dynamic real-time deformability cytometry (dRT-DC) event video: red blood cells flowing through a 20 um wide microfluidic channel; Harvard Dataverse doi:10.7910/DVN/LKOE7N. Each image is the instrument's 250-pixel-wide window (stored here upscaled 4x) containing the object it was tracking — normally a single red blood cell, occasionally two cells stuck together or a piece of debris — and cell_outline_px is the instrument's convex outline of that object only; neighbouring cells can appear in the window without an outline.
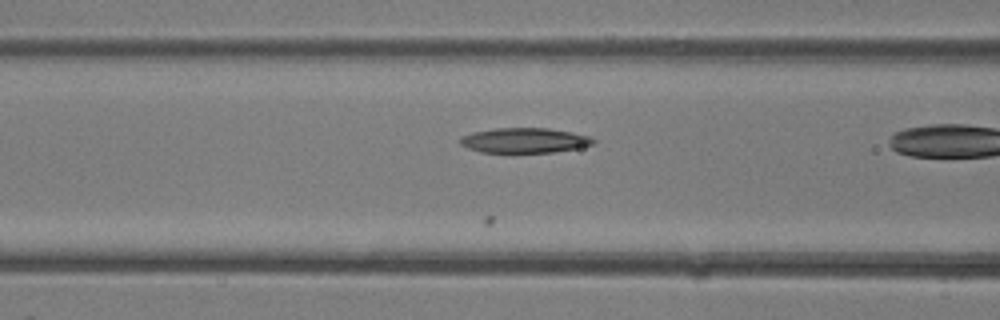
{"species": "common noctule bat (a hibernating species)", "species_latin": "Nyctalus noctula", "temperature_condition": "room temperature", "stored_images_in_passage": 18, "camera_frame_rate_fps": 3000, "um_per_image_px": 0.085, "animal": {"sex": "female"}, "frame": {"image": 1, "passage_image": 7, "time_ms": 2.0, "image_size_px": [1000, 320], "cell_outline_px": [[596, 144], [576, 148], [552, 152], [480, 152], [468, 148], [460, 144], [460, 136], [472, 132], [496, 128], [548, 128], [572, 132], [588, 136], [596, 140]], "centroid_in_image_um": [44.57, 11.93], "position_along_channel_um": 122.0, "area_um2": 19.36}}
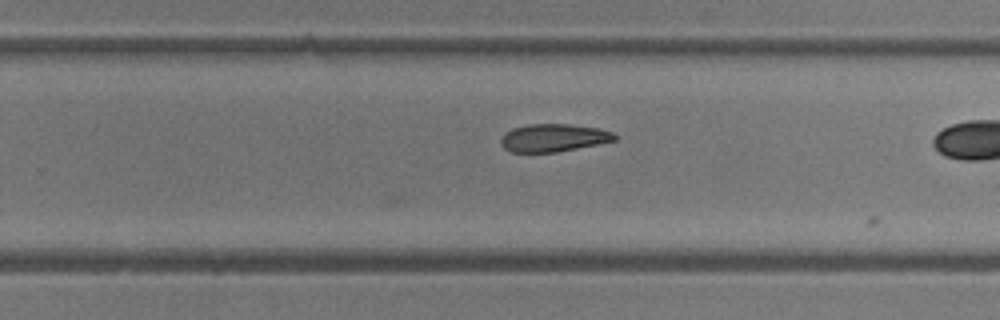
{"frame": {"image": 2, "passage_image": 15, "time_ms": 4.667, "image_size_px": [1000, 320], "cell_outline_px": [[616, 140], [556, 152], [508, 152], [500, 144], [500, 140], [504, 132], [512, 128], [528, 124], [568, 124], [600, 128], [612, 132], [616, 136]], "centroid_in_image_um": [46.99, 11.71], "position_along_channel_um": 282.8, "area_um2": 18.44}}
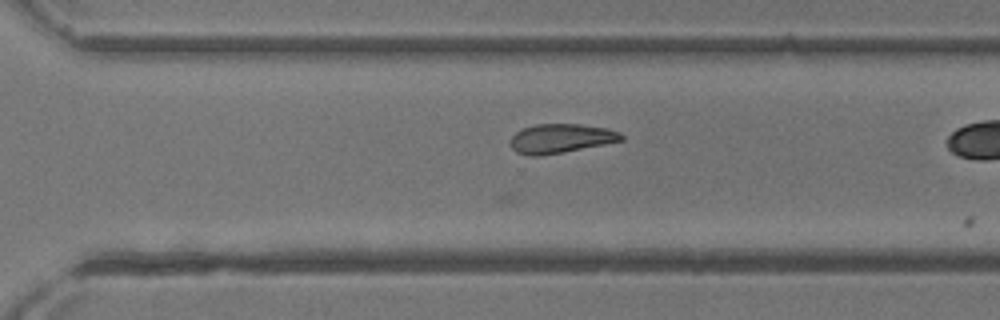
{"frame": {"image": 3, "passage_image": 17, "time_ms": 5.333, "image_size_px": [1000, 320], "cell_outline_px": [[624, 140], [560, 152], [536, 156], [532, 156], [516, 152], [512, 148], [512, 136], [516, 132], [524, 128], [536, 124], [580, 124], [608, 128], [620, 132], [624, 136]], "centroid_in_image_um": [47.69, 11.75], "position_along_channel_um": 322.9, "area_um2": 18.5}}